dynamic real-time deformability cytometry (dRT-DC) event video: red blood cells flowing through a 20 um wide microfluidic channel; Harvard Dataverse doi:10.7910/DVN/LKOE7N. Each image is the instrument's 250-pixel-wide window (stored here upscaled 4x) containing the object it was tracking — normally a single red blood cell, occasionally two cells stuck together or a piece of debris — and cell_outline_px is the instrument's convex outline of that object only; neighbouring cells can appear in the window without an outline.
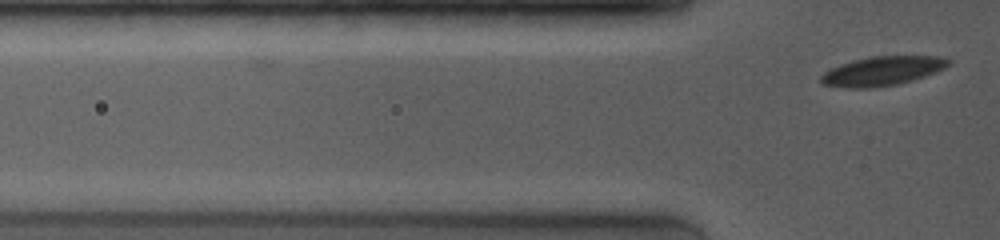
{"species": "common noctule bat (a hibernating species)", "species_latin": "Nyctalus noctula", "temperature_condition": "room temperature", "stored_images_in_passage": 3, "camera_frame_rate_fps": 4000, "um_per_image_px": 0.085, "animal": {"sex": "female", "body_mass_g": 19.0, "forearm_length_mm": 53.3}, "frame": {"image": 1, "passage_image": 3, "time_ms": 0.75, "image_size_px": [1000, 240], "cell_outline_px": [[952, 64], [936, 72], [912, 80], [896, 84], [876, 88], [848, 88], [820, 84], [820, 76], [824, 72], [840, 64], [852, 60], [872, 56], [940, 56], [952, 60]], "centroid_in_image_um": [75.0, 6.03], "position_along_channel_um": 50.8, "area_um2": 21.85}}